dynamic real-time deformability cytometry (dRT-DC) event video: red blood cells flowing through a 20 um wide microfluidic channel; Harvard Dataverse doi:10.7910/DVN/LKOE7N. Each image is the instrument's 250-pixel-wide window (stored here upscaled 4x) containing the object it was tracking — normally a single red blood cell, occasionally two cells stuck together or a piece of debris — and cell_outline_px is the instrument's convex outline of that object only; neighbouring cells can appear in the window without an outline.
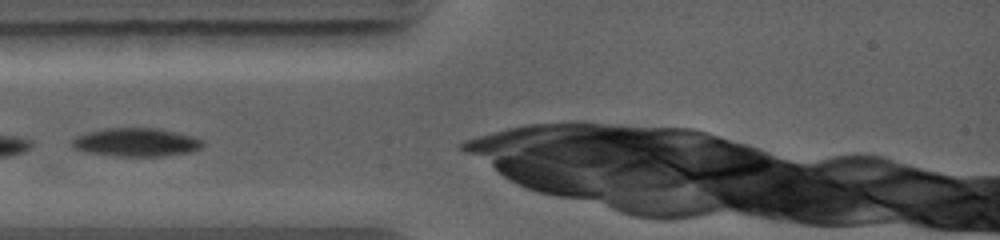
{"species": "common noctule bat (a hibernating species)", "species_latin": "Nyctalus noctula", "temperature_condition": "warm", "stored_images_in_passage": 1, "camera_frame_rate_fps": 5000, "um_per_image_px": 0.085, "animal": {"sex": "female", "body_mass_g": 19.0, "forearm_length_mm": 56.7}, "frame": {"image": 1, "passage_image": 1, "time_ms": 0.0, "image_size_px": [1000, 240], "cell_outline_px": [[204, 144], [200, 148], [192, 152], [160, 156], [116, 156], [88, 152], [72, 148], [72, 140], [76, 136], [100, 128], [160, 128], [192, 136], [204, 140]], "centroid_in_image_um": [11.58, 12.08], "position_along_channel_um": 73.4, "area_um2": 21.73}}